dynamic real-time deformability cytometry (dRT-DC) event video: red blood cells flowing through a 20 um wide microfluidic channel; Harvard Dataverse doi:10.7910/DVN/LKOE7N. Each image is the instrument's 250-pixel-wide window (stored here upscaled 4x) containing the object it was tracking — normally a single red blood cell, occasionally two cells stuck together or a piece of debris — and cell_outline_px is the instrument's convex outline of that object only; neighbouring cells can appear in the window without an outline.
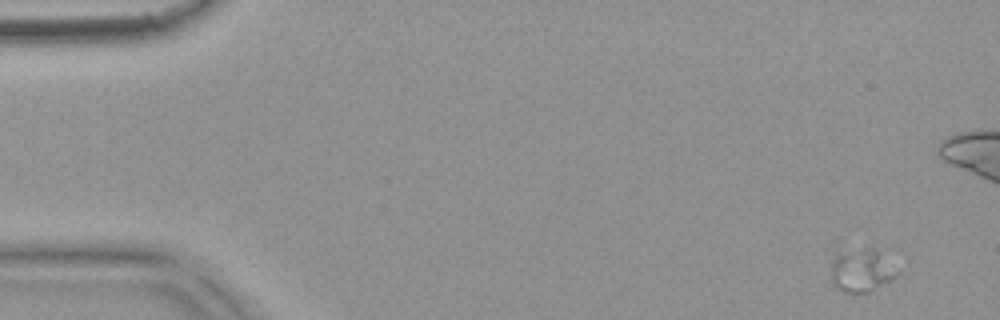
{"species": "common noctule bat (a hibernating species)", "species_latin": "Nyctalus noctula", "temperature_condition": "warm", "stored_images_in_passage": 5, "camera_frame_rate_fps": 3000, "um_per_image_px": 0.085, "animal": {"sex": "female", "body_mass_g": 18.4}, "frame": {"image": 1, "passage_image": 1, "time_ms": 0.0, "image_size_px": [1000, 320], "cell_outline_px": [[900, 272], [896, 276], [868, 292], [844, 292], [836, 288], [832, 284], [828, 260], [832, 240], [836, 240], [872, 244]], "centroid_in_image_um": [72.97, 22.68], "position_along_channel_um": 12.0, "area_um2": 19.59}}